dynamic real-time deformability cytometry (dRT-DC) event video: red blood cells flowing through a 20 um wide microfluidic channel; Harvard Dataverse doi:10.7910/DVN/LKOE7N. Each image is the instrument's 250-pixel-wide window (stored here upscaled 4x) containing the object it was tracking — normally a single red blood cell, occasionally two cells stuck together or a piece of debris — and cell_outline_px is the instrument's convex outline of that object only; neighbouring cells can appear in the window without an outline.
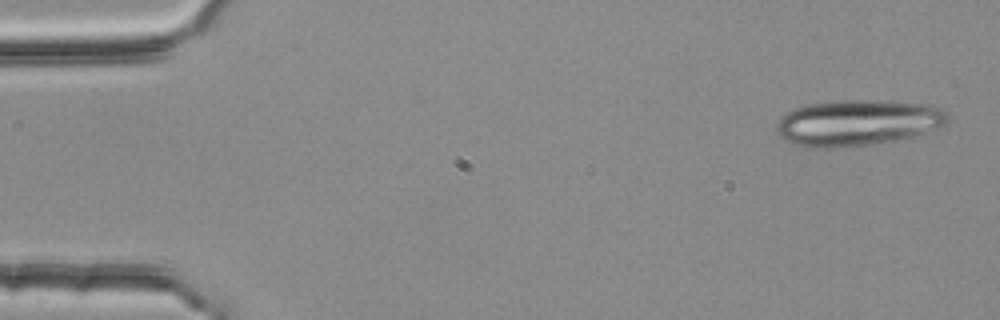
{"species": "common noctule bat (a hibernating species)", "species_latin": "Nyctalus noctula", "temperature_condition": "room temperature", "stored_images_in_passage": 5, "segment_of_instrument_passage": [2, 2], "camera_frame_rate_fps": 3000, "um_per_image_px": 0.085, "animal": {"sex": "female", "body_mass_g": 25.1}, "frame": {"image": 1, "passage_image": 5, "time_ms": 1.333, "image_size_px": [1000, 320], "cell_outline_px": [[948, 120], [944, 124], [912, 136], [896, 140], [876, 144], [832, 148], [808, 148], [796, 144], [780, 136], [776, 128], [780, 116], [792, 108], [808, 104], [840, 100], [876, 100], [932, 104], [940, 108], [948, 116]], "centroid_in_image_um": [72.85, 10.42], "position_along_channel_um": 12.1, "area_um2": 45.84}}